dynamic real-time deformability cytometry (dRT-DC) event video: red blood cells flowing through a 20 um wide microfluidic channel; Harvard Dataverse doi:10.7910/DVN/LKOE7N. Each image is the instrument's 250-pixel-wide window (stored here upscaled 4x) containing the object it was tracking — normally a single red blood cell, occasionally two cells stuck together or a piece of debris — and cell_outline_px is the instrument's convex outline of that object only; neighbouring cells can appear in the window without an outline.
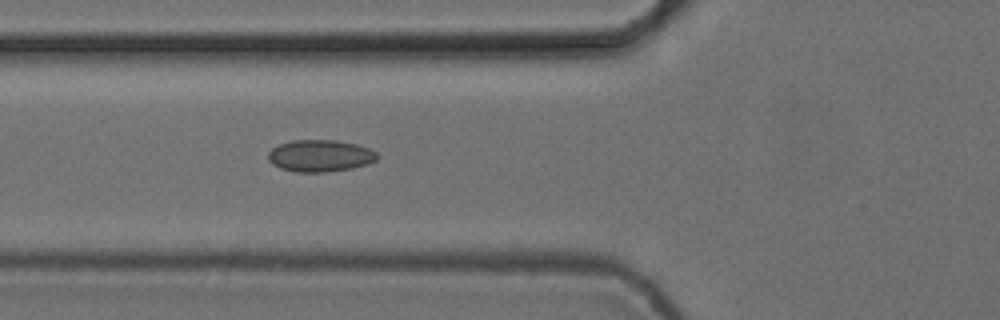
{"species": "common noctule bat (a hibernating species)", "species_latin": "Nyctalus noctula", "temperature_condition": "cold", "stored_images_in_passage": 5, "camera_frame_rate_fps": 3000, "um_per_image_px": 0.085, "animal": {"sex": "female", "body_mass_g": 24.6, "forearm_length_mm": 56.2}, "frame": {"image": 1, "passage_image": 5, "time_ms": 1.333, "image_size_px": [1000, 320], "cell_outline_px": [[380, 156], [376, 160], [368, 164], [352, 168], [328, 172], [296, 172], [280, 168], [272, 164], [268, 160], [268, 152], [272, 148], [280, 144], [292, 140], [336, 140], [356, 144], [368, 148], [376, 152]], "centroid_in_image_um": [27.21, 13.24], "position_along_channel_um": 98.6, "area_um2": 20.4}}